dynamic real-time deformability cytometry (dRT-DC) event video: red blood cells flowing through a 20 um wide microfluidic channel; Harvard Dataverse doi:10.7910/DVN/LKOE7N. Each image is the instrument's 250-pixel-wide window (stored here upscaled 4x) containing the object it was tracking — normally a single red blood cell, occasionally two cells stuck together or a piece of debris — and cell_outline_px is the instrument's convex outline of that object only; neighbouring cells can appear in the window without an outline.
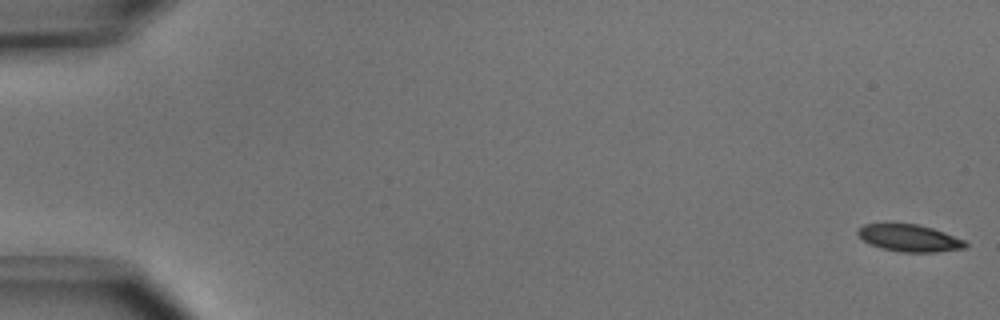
{"species": "common noctule bat (a hibernating species)", "species_latin": "Nyctalus noctula", "temperature_condition": "cold", "stored_images_in_passage": 16, "camera_frame_rate_fps": 3000, "um_per_image_px": 0.085, "animal": {"sex": "male", "body_mass_g": 15.6}, "frame": {"image": 1, "passage_image": 1, "time_ms": 0.0, "image_size_px": [1000, 320], "cell_outline_px": [[968, 244], [964, 248], [936, 252], [900, 252], [880, 248], [868, 244], [856, 232], [864, 224], [916, 224], [932, 228], [944, 232], [964, 240]], "centroid_in_image_um": [77.29, 20.24], "position_along_channel_um": 7.7, "area_um2": 16.82}}
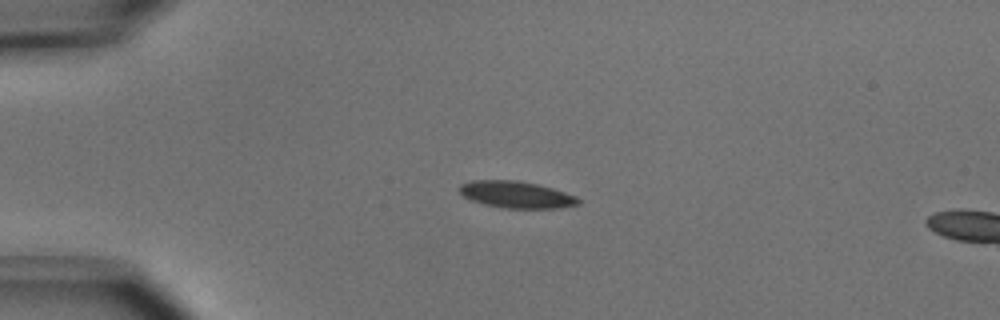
{"frame": {"image": 2, "passage_image": 13, "time_ms": 4.0, "image_size_px": [1000, 320], "cell_outline_px": [[580, 204], [560, 208], [504, 208], [484, 204], [472, 200], [464, 196], [456, 188], [460, 184], [472, 180], [516, 180], [536, 184], [552, 188], [576, 196], [580, 200]], "centroid_in_image_um": [43.87, 16.54], "position_along_channel_um": 41.1, "area_um2": 18.55}}